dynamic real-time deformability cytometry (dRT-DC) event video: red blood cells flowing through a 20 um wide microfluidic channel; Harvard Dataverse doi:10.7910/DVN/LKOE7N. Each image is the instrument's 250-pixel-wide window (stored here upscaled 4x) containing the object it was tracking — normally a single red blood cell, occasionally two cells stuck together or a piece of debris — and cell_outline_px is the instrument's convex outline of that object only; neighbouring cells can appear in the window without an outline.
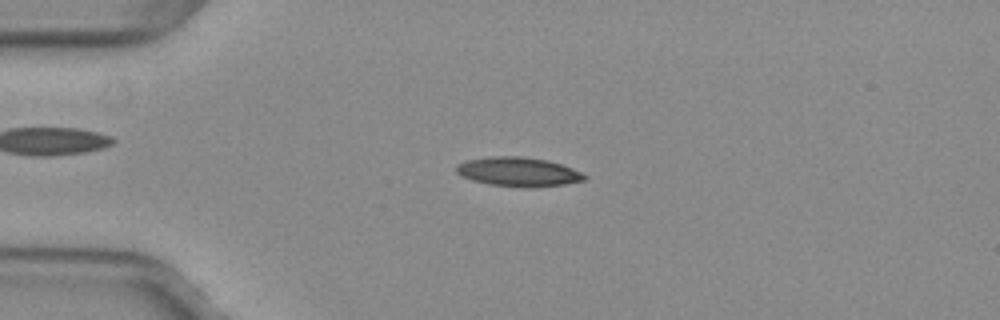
{"species": "common noctule bat (a hibernating species)", "species_latin": "Nyctalus noctula", "temperature_condition": "warm", "stored_images_in_passage": 16, "camera_frame_rate_fps": 3000, "um_per_image_px": 0.085, "animal": {"sex": "female", "body_mass_g": 29.2, "forearm_length_mm": 56.3}, "frame": {"image": 1, "passage_image": 6, "time_ms": 1.667, "image_size_px": [1000, 320], "cell_outline_px": [[588, 176], [584, 180], [564, 184], [532, 188], [524, 188], [488, 184], [472, 180], [460, 176], [456, 172], [456, 164], [468, 160], [488, 156], [520, 156], [548, 160], [572, 168]], "centroid_in_image_um": [44.03, 14.61], "position_along_channel_um": 41.0, "area_um2": 21.96}}
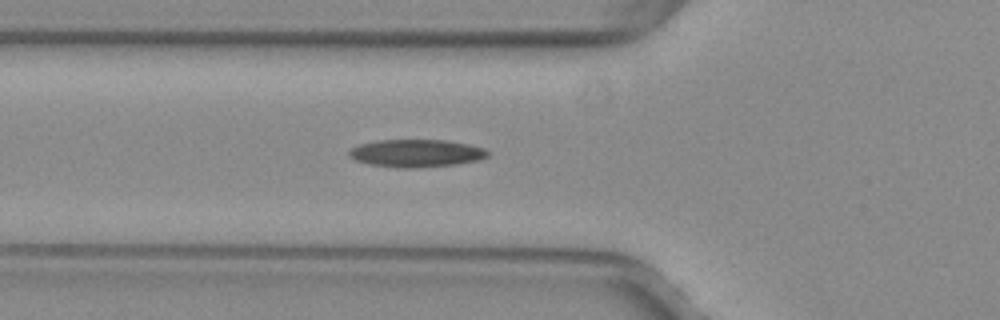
{"frame": {"image": 2, "passage_image": 12, "time_ms": 3.667, "image_size_px": [1000, 320], "cell_outline_px": [[488, 156], [480, 160], [456, 164], [416, 168], [396, 168], [368, 164], [356, 160], [348, 156], [348, 152], [352, 148], [360, 144], [380, 140], [444, 140], [468, 144], [484, 148], [488, 152]], "centroid_in_image_um": [35.38, 13.03], "position_along_channel_um": 90.4, "area_um2": 22.37}}
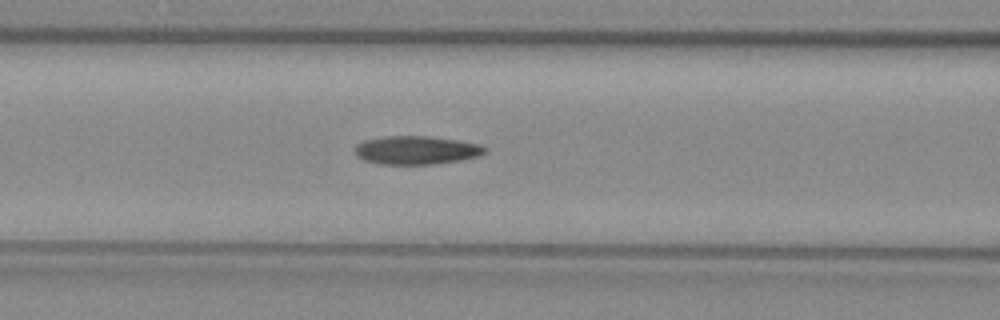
{"frame": {"image": 3, "passage_image": 15, "time_ms": 4.667, "image_size_px": [1000, 320], "cell_outline_px": [[488, 152], [480, 156], [460, 160], [436, 164], [380, 164], [364, 160], [356, 156], [356, 144], [364, 140], [380, 136], [428, 136], [456, 140], [480, 144], [488, 148]], "centroid_in_image_um": [35.41, 12.76], "position_along_channel_um": 131.2, "area_um2": 21.73}}